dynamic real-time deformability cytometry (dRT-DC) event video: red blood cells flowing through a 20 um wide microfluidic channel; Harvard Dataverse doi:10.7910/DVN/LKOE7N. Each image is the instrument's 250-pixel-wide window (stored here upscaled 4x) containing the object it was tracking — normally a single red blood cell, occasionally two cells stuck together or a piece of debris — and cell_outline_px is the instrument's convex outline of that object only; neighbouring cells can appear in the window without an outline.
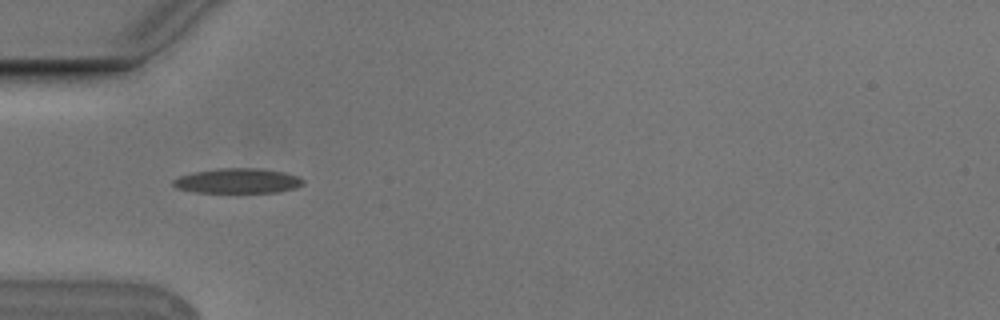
{"species": "Egyptian fruit bat (a non-hibernating species)", "species_latin": "Rousettus aegyptiacus", "temperature_condition": "cold", "stored_images_in_passage": 6, "camera_frame_rate_fps": 3000, "um_per_image_px": 0.085, "animal": {"sex": "male"}, "frame": {"image": 1, "passage_image": 1, "time_ms": 0.0, "image_size_px": [1000, 320], "cell_outline_px": [[304, 184], [296, 188], [280, 192], [196, 192], [176, 188], [172, 184], [172, 180], [180, 176], [192, 172], [220, 168], [260, 168], [284, 172], [296, 176], [304, 180]], "centroid_in_image_um": [20.21, 15.37], "position_along_channel_um": 64.8, "area_um2": 18.9}}
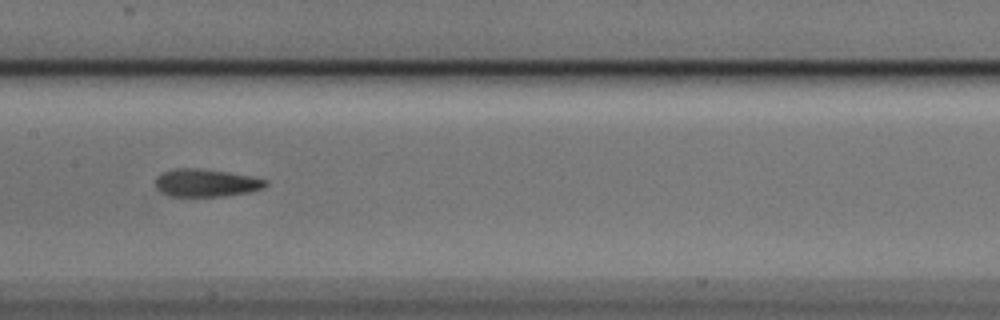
{"frame": {"image": 2, "passage_image": 4, "time_ms": 1.0, "image_size_px": [1000, 320], "cell_outline_px": [[268, 184], [264, 188], [248, 192], [224, 196], [168, 196], [160, 192], [156, 188], [156, 176], [164, 172], [176, 168], [196, 168], [224, 172], [248, 176], [264, 180]], "centroid_in_image_um": [17.46, 15.56], "position_along_channel_um": 189.9, "area_um2": 17.51}}
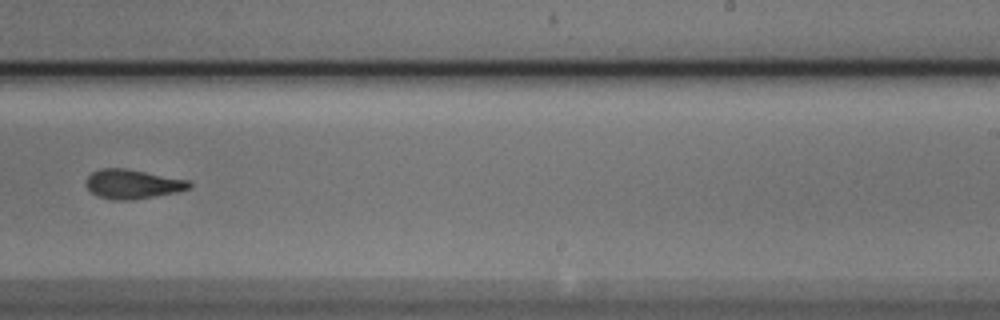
{"frame": {"image": 3, "passage_image": 6, "time_ms": 1.667, "image_size_px": [1000, 320], "cell_outline_px": [[192, 188], [176, 192], [128, 200], [112, 200], [96, 196], [84, 184], [84, 180], [92, 172], [100, 168], [124, 168], [188, 180], [192, 184]], "centroid_in_image_um": [11.22, 15.64], "position_along_channel_um": 277.8, "area_um2": 17.57}}